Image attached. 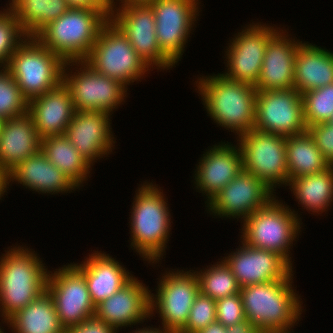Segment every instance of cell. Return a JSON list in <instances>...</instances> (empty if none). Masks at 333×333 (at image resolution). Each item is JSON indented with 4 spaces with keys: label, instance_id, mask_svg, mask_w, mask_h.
Here are the masks:
<instances>
[{
    "label": "cell",
    "instance_id": "6da1fadb",
    "mask_svg": "<svg viewBox=\"0 0 333 333\" xmlns=\"http://www.w3.org/2000/svg\"><path fill=\"white\" fill-rule=\"evenodd\" d=\"M138 185L129 212V247L144 263L160 268L172 235V210L159 184L147 179Z\"/></svg>",
    "mask_w": 333,
    "mask_h": 333
},
{
    "label": "cell",
    "instance_id": "7a4b0ae2",
    "mask_svg": "<svg viewBox=\"0 0 333 333\" xmlns=\"http://www.w3.org/2000/svg\"><path fill=\"white\" fill-rule=\"evenodd\" d=\"M207 75H197L193 83L206 115L217 127L233 132L235 138L253 130L257 95L255 86L226 78L221 72Z\"/></svg>",
    "mask_w": 333,
    "mask_h": 333
},
{
    "label": "cell",
    "instance_id": "3957f363",
    "mask_svg": "<svg viewBox=\"0 0 333 333\" xmlns=\"http://www.w3.org/2000/svg\"><path fill=\"white\" fill-rule=\"evenodd\" d=\"M294 278L241 287L246 320L261 333L295 330L302 320L306 309Z\"/></svg>",
    "mask_w": 333,
    "mask_h": 333
},
{
    "label": "cell",
    "instance_id": "277c9868",
    "mask_svg": "<svg viewBox=\"0 0 333 333\" xmlns=\"http://www.w3.org/2000/svg\"><path fill=\"white\" fill-rule=\"evenodd\" d=\"M6 249L0 255V316L9 319L46 291L49 269L26 244Z\"/></svg>",
    "mask_w": 333,
    "mask_h": 333
},
{
    "label": "cell",
    "instance_id": "5b68a950",
    "mask_svg": "<svg viewBox=\"0 0 333 333\" xmlns=\"http://www.w3.org/2000/svg\"><path fill=\"white\" fill-rule=\"evenodd\" d=\"M291 207L277 195L241 223L240 240L253 248L276 252L293 266L292 248L304 224L300 217L303 212Z\"/></svg>",
    "mask_w": 333,
    "mask_h": 333
},
{
    "label": "cell",
    "instance_id": "8992f818",
    "mask_svg": "<svg viewBox=\"0 0 333 333\" xmlns=\"http://www.w3.org/2000/svg\"><path fill=\"white\" fill-rule=\"evenodd\" d=\"M112 11L70 8L35 37L65 62L83 61Z\"/></svg>",
    "mask_w": 333,
    "mask_h": 333
},
{
    "label": "cell",
    "instance_id": "52a82bcc",
    "mask_svg": "<svg viewBox=\"0 0 333 333\" xmlns=\"http://www.w3.org/2000/svg\"><path fill=\"white\" fill-rule=\"evenodd\" d=\"M93 71L124 85L144 80L153 69L137 54L122 31L109 20L83 60Z\"/></svg>",
    "mask_w": 333,
    "mask_h": 333
},
{
    "label": "cell",
    "instance_id": "ba28073f",
    "mask_svg": "<svg viewBox=\"0 0 333 333\" xmlns=\"http://www.w3.org/2000/svg\"><path fill=\"white\" fill-rule=\"evenodd\" d=\"M65 63L36 37H27L11 56L6 69L29 101L63 82Z\"/></svg>",
    "mask_w": 333,
    "mask_h": 333
},
{
    "label": "cell",
    "instance_id": "9c48e42d",
    "mask_svg": "<svg viewBox=\"0 0 333 333\" xmlns=\"http://www.w3.org/2000/svg\"><path fill=\"white\" fill-rule=\"evenodd\" d=\"M163 269L157 278L156 291L150 289V317L158 316L162 325L159 327L179 333L186 326L192 304L200 292L199 281L193 268Z\"/></svg>",
    "mask_w": 333,
    "mask_h": 333
},
{
    "label": "cell",
    "instance_id": "30bf717a",
    "mask_svg": "<svg viewBox=\"0 0 333 333\" xmlns=\"http://www.w3.org/2000/svg\"><path fill=\"white\" fill-rule=\"evenodd\" d=\"M63 83L70 90L75 111H106L113 115L129 97V87L93 71L83 61L65 63Z\"/></svg>",
    "mask_w": 333,
    "mask_h": 333
},
{
    "label": "cell",
    "instance_id": "8fae6325",
    "mask_svg": "<svg viewBox=\"0 0 333 333\" xmlns=\"http://www.w3.org/2000/svg\"><path fill=\"white\" fill-rule=\"evenodd\" d=\"M234 140L241 151L244 171L264 181L274 191L280 187L286 189L289 174L285 136L253 129Z\"/></svg>",
    "mask_w": 333,
    "mask_h": 333
},
{
    "label": "cell",
    "instance_id": "7c38bea8",
    "mask_svg": "<svg viewBox=\"0 0 333 333\" xmlns=\"http://www.w3.org/2000/svg\"><path fill=\"white\" fill-rule=\"evenodd\" d=\"M281 27L253 20L241 26L227 42L226 49H223L226 68L221 74L231 80L255 85L260 76L267 43Z\"/></svg>",
    "mask_w": 333,
    "mask_h": 333
},
{
    "label": "cell",
    "instance_id": "4fadbf2b",
    "mask_svg": "<svg viewBox=\"0 0 333 333\" xmlns=\"http://www.w3.org/2000/svg\"><path fill=\"white\" fill-rule=\"evenodd\" d=\"M156 21V35L162 53L176 66L181 62L190 34H194L201 0H155L149 4ZM189 39V40H188Z\"/></svg>",
    "mask_w": 333,
    "mask_h": 333
},
{
    "label": "cell",
    "instance_id": "5bb4252c",
    "mask_svg": "<svg viewBox=\"0 0 333 333\" xmlns=\"http://www.w3.org/2000/svg\"><path fill=\"white\" fill-rule=\"evenodd\" d=\"M46 290L52 296L61 326L67 330L95 316V309L84 275L66 263L48 271Z\"/></svg>",
    "mask_w": 333,
    "mask_h": 333
},
{
    "label": "cell",
    "instance_id": "9a60e30c",
    "mask_svg": "<svg viewBox=\"0 0 333 333\" xmlns=\"http://www.w3.org/2000/svg\"><path fill=\"white\" fill-rule=\"evenodd\" d=\"M278 192L243 169L204 207L212 218L237 219L240 224L266 206Z\"/></svg>",
    "mask_w": 333,
    "mask_h": 333
},
{
    "label": "cell",
    "instance_id": "2e32d148",
    "mask_svg": "<svg viewBox=\"0 0 333 333\" xmlns=\"http://www.w3.org/2000/svg\"><path fill=\"white\" fill-rule=\"evenodd\" d=\"M254 129L291 136L307 130L303 100L294 88L257 91Z\"/></svg>",
    "mask_w": 333,
    "mask_h": 333
},
{
    "label": "cell",
    "instance_id": "e0dca14e",
    "mask_svg": "<svg viewBox=\"0 0 333 333\" xmlns=\"http://www.w3.org/2000/svg\"><path fill=\"white\" fill-rule=\"evenodd\" d=\"M110 20L127 37L137 54L156 72H170L176 66L162 53L156 35V21L150 5H127L111 12Z\"/></svg>",
    "mask_w": 333,
    "mask_h": 333
},
{
    "label": "cell",
    "instance_id": "ac0fdd59",
    "mask_svg": "<svg viewBox=\"0 0 333 333\" xmlns=\"http://www.w3.org/2000/svg\"><path fill=\"white\" fill-rule=\"evenodd\" d=\"M239 241L235 250L220 258L230 267L240 287L291 279L296 273L294 266L276 252L253 248Z\"/></svg>",
    "mask_w": 333,
    "mask_h": 333
},
{
    "label": "cell",
    "instance_id": "d6986e66",
    "mask_svg": "<svg viewBox=\"0 0 333 333\" xmlns=\"http://www.w3.org/2000/svg\"><path fill=\"white\" fill-rule=\"evenodd\" d=\"M227 142V143H226ZM221 140L203 151L193 171L195 191L202 193L205 205L243 169L239 146Z\"/></svg>",
    "mask_w": 333,
    "mask_h": 333
},
{
    "label": "cell",
    "instance_id": "ffe728a7",
    "mask_svg": "<svg viewBox=\"0 0 333 333\" xmlns=\"http://www.w3.org/2000/svg\"><path fill=\"white\" fill-rule=\"evenodd\" d=\"M112 116L106 111H75L67 126L65 136L92 166L117 149Z\"/></svg>",
    "mask_w": 333,
    "mask_h": 333
},
{
    "label": "cell",
    "instance_id": "44dd1931",
    "mask_svg": "<svg viewBox=\"0 0 333 333\" xmlns=\"http://www.w3.org/2000/svg\"><path fill=\"white\" fill-rule=\"evenodd\" d=\"M133 277L119 291L96 306L95 318L113 327L118 333L122 329L150 320V288L143 280Z\"/></svg>",
    "mask_w": 333,
    "mask_h": 333
},
{
    "label": "cell",
    "instance_id": "7402d4cb",
    "mask_svg": "<svg viewBox=\"0 0 333 333\" xmlns=\"http://www.w3.org/2000/svg\"><path fill=\"white\" fill-rule=\"evenodd\" d=\"M288 31L289 27H281L269 39L260 76L254 85L256 91L294 88L296 54L303 40Z\"/></svg>",
    "mask_w": 333,
    "mask_h": 333
},
{
    "label": "cell",
    "instance_id": "603a6c76",
    "mask_svg": "<svg viewBox=\"0 0 333 333\" xmlns=\"http://www.w3.org/2000/svg\"><path fill=\"white\" fill-rule=\"evenodd\" d=\"M9 187L12 184L41 195H66L76 193L80 187L65 173L54 166L41 150L26 158L8 172Z\"/></svg>",
    "mask_w": 333,
    "mask_h": 333
},
{
    "label": "cell",
    "instance_id": "cb8c5ba5",
    "mask_svg": "<svg viewBox=\"0 0 333 333\" xmlns=\"http://www.w3.org/2000/svg\"><path fill=\"white\" fill-rule=\"evenodd\" d=\"M90 252L83 261L80 263L73 261L72 264L84 275L91 300L96 307L119 291L134 277V274L129 272L116 256L113 257L102 250Z\"/></svg>",
    "mask_w": 333,
    "mask_h": 333
},
{
    "label": "cell",
    "instance_id": "d4e9b609",
    "mask_svg": "<svg viewBox=\"0 0 333 333\" xmlns=\"http://www.w3.org/2000/svg\"><path fill=\"white\" fill-rule=\"evenodd\" d=\"M75 113L68 87L62 82L56 88L28 101L31 116L39 137L65 135Z\"/></svg>",
    "mask_w": 333,
    "mask_h": 333
},
{
    "label": "cell",
    "instance_id": "484cf974",
    "mask_svg": "<svg viewBox=\"0 0 333 333\" xmlns=\"http://www.w3.org/2000/svg\"><path fill=\"white\" fill-rule=\"evenodd\" d=\"M41 138L33 119L26 113L5 119L0 134V168L6 172L40 151Z\"/></svg>",
    "mask_w": 333,
    "mask_h": 333
},
{
    "label": "cell",
    "instance_id": "4316f807",
    "mask_svg": "<svg viewBox=\"0 0 333 333\" xmlns=\"http://www.w3.org/2000/svg\"><path fill=\"white\" fill-rule=\"evenodd\" d=\"M333 83V51L302 41L294 69V89L300 94Z\"/></svg>",
    "mask_w": 333,
    "mask_h": 333
},
{
    "label": "cell",
    "instance_id": "83f0119b",
    "mask_svg": "<svg viewBox=\"0 0 333 333\" xmlns=\"http://www.w3.org/2000/svg\"><path fill=\"white\" fill-rule=\"evenodd\" d=\"M287 187L302 211L323 217L333 205V166L320 173L293 178Z\"/></svg>",
    "mask_w": 333,
    "mask_h": 333
},
{
    "label": "cell",
    "instance_id": "f1b7e54d",
    "mask_svg": "<svg viewBox=\"0 0 333 333\" xmlns=\"http://www.w3.org/2000/svg\"><path fill=\"white\" fill-rule=\"evenodd\" d=\"M11 333H63L54 300L46 290L9 319Z\"/></svg>",
    "mask_w": 333,
    "mask_h": 333
},
{
    "label": "cell",
    "instance_id": "f546056e",
    "mask_svg": "<svg viewBox=\"0 0 333 333\" xmlns=\"http://www.w3.org/2000/svg\"><path fill=\"white\" fill-rule=\"evenodd\" d=\"M41 152L59 170L71 178L81 189L92 176L94 167L84 159L65 135L41 139ZM93 168V169H92Z\"/></svg>",
    "mask_w": 333,
    "mask_h": 333
},
{
    "label": "cell",
    "instance_id": "4dcf8cb0",
    "mask_svg": "<svg viewBox=\"0 0 333 333\" xmlns=\"http://www.w3.org/2000/svg\"><path fill=\"white\" fill-rule=\"evenodd\" d=\"M286 162L289 181L293 178L320 173L330 167L308 130L286 136Z\"/></svg>",
    "mask_w": 333,
    "mask_h": 333
},
{
    "label": "cell",
    "instance_id": "1f68e13d",
    "mask_svg": "<svg viewBox=\"0 0 333 333\" xmlns=\"http://www.w3.org/2000/svg\"><path fill=\"white\" fill-rule=\"evenodd\" d=\"M5 5L13 12L28 37H35L50 22L70 8L66 0H8Z\"/></svg>",
    "mask_w": 333,
    "mask_h": 333
},
{
    "label": "cell",
    "instance_id": "d6a6232c",
    "mask_svg": "<svg viewBox=\"0 0 333 333\" xmlns=\"http://www.w3.org/2000/svg\"><path fill=\"white\" fill-rule=\"evenodd\" d=\"M193 270L199 281L200 292L214 301L240 293L237 279L222 258L202 269L194 267Z\"/></svg>",
    "mask_w": 333,
    "mask_h": 333
},
{
    "label": "cell",
    "instance_id": "836d02e7",
    "mask_svg": "<svg viewBox=\"0 0 333 333\" xmlns=\"http://www.w3.org/2000/svg\"><path fill=\"white\" fill-rule=\"evenodd\" d=\"M27 37L16 16L4 5L0 10V68L8 66L11 56Z\"/></svg>",
    "mask_w": 333,
    "mask_h": 333
},
{
    "label": "cell",
    "instance_id": "e575fe53",
    "mask_svg": "<svg viewBox=\"0 0 333 333\" xmlns=\"http://www.w3.org/2000/svg\"><path fill=\"white\" fill-rule=\"evenodd\" d=\"M307 128L328 122L333 114V83L301 94Z\"/></svg>",
    "mask_w": 333,
    "mask_h": 333
},
{
    "label": "cell",
    "instance_id": "d590c367",
    "mask_svg": "<svg viewBox=\"0 0 333 333\" xmlns=\"http://www.w3.org/2000/svg\"><path fill=\"white\" fill-rule=\"evenodd\" d=\"M28 113V100L6 68H0V116L17 118Z\"/></svg>",
    "mask_w": 333,
    "mask_h": 333
},
{
    "label": "cell",
    "instance_id": "8d00e7d4",
    "mask_svg": "<svg viewBox=\"0 0 333 333\" xmlns=\"http://www.w3.org/2000/svg\"><path fill=\"white\" fill-rule=\"evenodd\" d=\"M216 321V301L199 292L192 304L186 326L179 333H197Z\"/></svg>",
    "mask_w": 333,
    "mask_h": 333
},
{
    "label": "cell",
    "instance_id": "74e56055",
    "mask_svg": "<svg viewBox=\"0 0 333 333\" xmlns=\"http://www.w3.org/2000/svg\"><path fill=\"white\" fill-rule=\"evenodd\" d=\"M246 320L240 293L216 301V321L229 327Z\"/></svg>",
    "mask_w": 333,
    "mask_h": 333
},
{
    "label": "cell",
    "instance_id": "f35d334b",
    "mask_svg": "<svg viewBox=\"0 0 333 333\" xmlns=\"http://www.w3.org/2000/svg\"><path fill=\"white\" fill-rule=\"evenodd\" d=\"M307 130L325 160L330 166H333V124L328 122L319 123L308 127Z\"/></svg>",
    "mask_w": 333,
    "mask_h": 333
},
{
    "label": "cell",
    "instance_id": "ab89813d",
    "mask_svg": "<svg viewBox=\"0 0 333 333\" xmlns=\"http://www.w3.org/2000/svg\"><path fill=\"white\" fill-rule=\"evenodd\" d=\"M65 331L67 333H118L113 327L97 320L95 317Z\"/></svg>",
    "mask_w": 333,
    "mask_h": 333
},
{
    "label": "cell",
    "instance_id": "60d3db41",
    "mask_svg": "<svg viewBox=\"0 0 333 333\" xmlns=\"http://www.w3.org/2000/svg\"><path fill=\"white\" fill-rule=\"evenodd\" d=\"M69 8L112 11L109 0H66Z\"/></svg>",
    "mask_w": 333,
    "mask_h": 333
},
{
    "label": "cell",
    "instance_id": "b9f144b4",
    "mask_svg": "<svg viewBox=\"0 0 333 333\" xmlns=\"http://www.w3.org/2000/svg\"><path fill=\"white\" fill-rule=\"evenodd\" d=\"M226 333H261L248 320H244L238 324L227 327Z\"/></svg>",
    "mask_w": 333,
    "mask_h": 333
},
{
    "label": "cell",
    "instance_id": "7bdbcfd3",
    "mask_svg": "<svg viewBox=\"0 0 333 333\" xmlns=\"http://www.w3.org/2000/svg\"><path fill=\"white\" fill-rule=\"evenodd\" d=\"M155 0H109L110 7L112 11L119 7H124L127 5H149Z\"/></svg>",
    "mask_w": 333,
    "mask_h": 333
},
{
    "label": "cell",
    "instance_id": "ee69618b",
    "mask_svg": "<svg viewBox=\"0 0 333 333\" xmlns=\"http://www.w3.org/2000/svg\"><path fill=\"white\" fill-rule=\"evenodd\" d=\"M143 324V328L140 326L139 328H136L135 330L130 329L131 332L129 331L128 333H173L171 331H167L165 329H163L162 327H157V325L155 327H153V324L147 325Z\"/></svg>",
    "mask_w": 333,
    "mask_h": 333
},
{
    "label": "cell",
    "instance_id": "f6af8a7d",
    "mask_svg": "<svg viewBox=\"0 0 333 333\" xmlns=\"http://www.w3.org/2000/svg\"><path fill=\"white\" fill-rule=\"evenodd\" d=\"M9 190L8 172L0 168V201L5 198Z\"/></svg>",
    "mask_w": 333,
    "mask_h": 333
},
{
    "label": "cell",
    "instance_id": "bcb514c9",
    "mask_svg": "<svg viewBox=\"0 0 333 333\" xmlns=\"http://www.w3.org/2000/svg\"><path fill=\"white\" fill-rule=\"evenodd\" d=\"M227 327L215 321L197 333H226Z\"/></svg>",
    "mask_w": 333,
    "mask_h": 333
},
{
    "label": "cell",
    "instance_id": "7dc6e473",
    "mask_svg": "<svg viewBox=\"0 0 333 333\" xmlns=\"http://www.w3.org/2000/svg\"><path fill=\"white\" fill-rule=\"evenodd\" d=\"M0 318L2 319L0 322V333H6V331H5L6 328L4 326H6L9 330L10 329L9 321H8V319H6L2 316H0Z\"/></svg>",
    "mask_w": 333,
    "mask_h": 333
},
{
    "label": "cell",
    "instance_id": "c3c4849f",
    "mask_svg": "<svg viewBox=\"0 0 333 333\" xmlns=\"http://www.w3.org/2000/svg\"><path fill=\"white\" fill-rule=\"evenodd\" d=\"M4 121H5V119L0 116V134H1V131H2V127H3Z\"/></svg>",
    "mask_w": 333,
    "mask_h": 333
},
{
    "label": "cell",
    "instance_id": "681fc988",
    "mask_svg": "<svg viewBox=\"0 0 333 333\" xmlns=\"http://www.w3.org/2000/svg\"><path fill=\"white\" fill-rule=\"evenodd\" d=\"M270 333H295V331L294 330H290V331H280V332H270Z\"/></svg>",
    "mask_w": 333,
    "mask_h": 333
},
{
    "label": "cell",
    "instance_id": "f907efd6",
    "mask_svg": "<svg viewBox=\"0 0 333 333\" xmlns=\"http://www.w3.org/2000/svg\"><path fill=\"white\" fill-rule=\"evenodd\" d=\"M328 123H329V124H333V114H332V116L330 117V119L328 120Z\"/></svg>",
    "mask_w": 333,
    "mask_h": 333
}]
</instances>
